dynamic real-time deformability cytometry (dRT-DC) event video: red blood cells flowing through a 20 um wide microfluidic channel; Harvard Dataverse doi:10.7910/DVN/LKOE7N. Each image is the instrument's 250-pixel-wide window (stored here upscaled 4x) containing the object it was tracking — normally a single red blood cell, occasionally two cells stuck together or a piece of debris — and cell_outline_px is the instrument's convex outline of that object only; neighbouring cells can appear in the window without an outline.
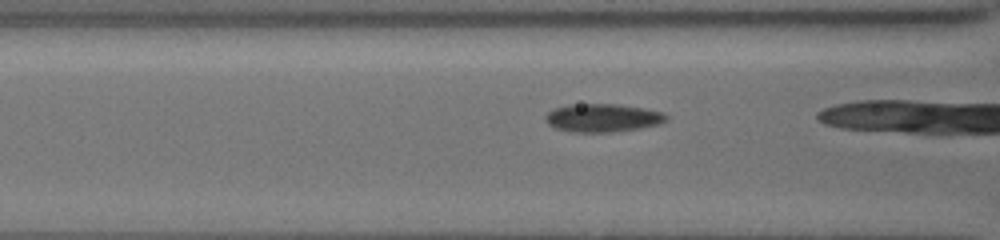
{"species": "common noctule bat (a hibernating species)", "species_latin": "Nyctalus noctula", "temperature_condition": "cold", "stored_images_in_passage": 29, "camera_frame_rate_fps": 3000, "um_per_image_px": 0.085, "animal": {"sex": "female", "body_mass_g": 19.5, "forearm_length_mm": 54.1}, "frame": {"image": 1, "passage_image": 15, "time_ms": 4.667, "image_size_px": [1000, 240], "cell_outline_px": [[668, 120], [660, 124], [640, 128], [612, 132], [572, 132], [556, 128], [548, 124], [544, 120], [544, 116], [552, 108], [568, 104], [620, 104], [644, 108], [664, 112], [668, 116]], "centroid_in_image_um": [51.22, 10.01], "position_along_channel_um": 115.4, "area_um2": 20.17}}
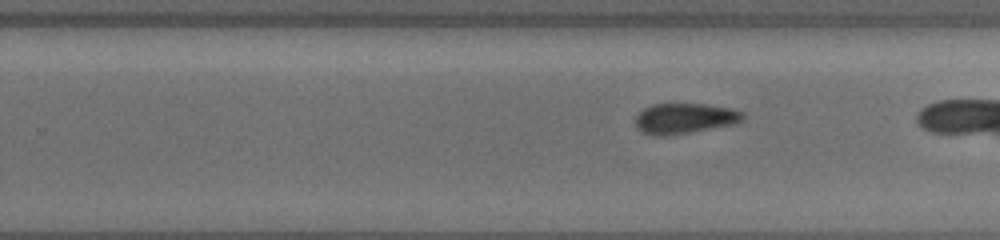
{"frame": {"image": 2, "passage_image": 25, "time_ms": 8.0, "image_size_px": [1000, 240], "cell_outline_px": [[744, 120], [736, 124], [664, 136], [656, 136], [644, 132], [636, 128], [636, 116], [644, 108], [652, 104], [704, 104], [732, 108], [744, 112]], "centroid_in_image_um": [58.23, 10.06], "position_along_channel_um": 271.6, "area_um2": 19.02}}
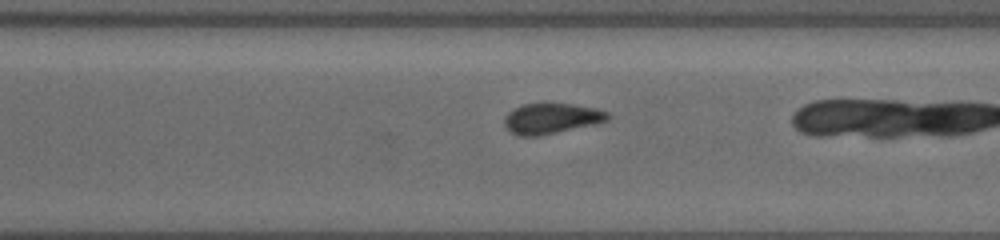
{"frame": {"image": 3, "passage_image": 28, "time_ms": 9.0, "image_size_px": [1000, 240], "cell_outline_px": [[612, 116], [608, 120], [596, 124], [536, 136], [520, 136], [512, 132], [504, 124], [504, 116], [512, 108], [524, 104], [572, 104], [596, 108], [608, 112]], "centroid_in_image_um": [46.88, 10.06], "position_along_channel_um": 323.7, "area_um2": 18.26}}